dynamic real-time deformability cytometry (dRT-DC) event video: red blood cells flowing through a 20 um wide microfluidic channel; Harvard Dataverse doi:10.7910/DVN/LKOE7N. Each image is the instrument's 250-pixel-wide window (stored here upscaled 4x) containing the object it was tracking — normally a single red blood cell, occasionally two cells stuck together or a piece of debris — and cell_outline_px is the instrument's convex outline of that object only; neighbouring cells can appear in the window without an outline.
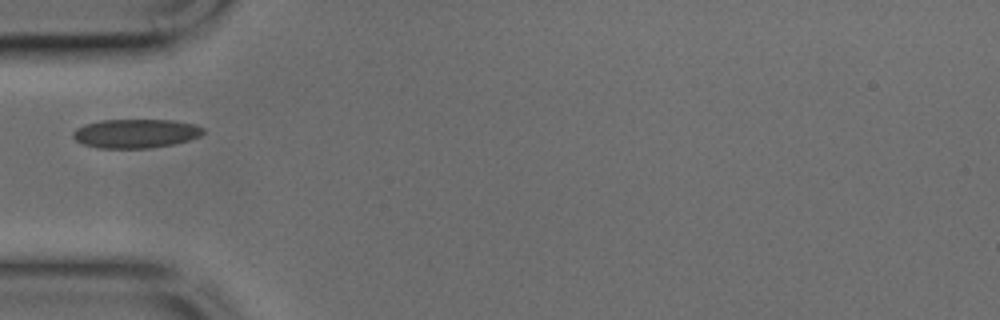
{"species": "common noctule bat (a hibernating species)", "species_latin": "Nyctalus noctula", "temperature_condition": "cold", "stored_images_in_passage": 11, "camera_frame_rate_fps": 3000, "um_per_image_px": 0.085, "animal": {"sex": "male", "body_mass_g": 17.9, "forearm_length_mm": 54.2}, "frame": {"image": 1, "passage_image": 1, "time_ms": 0.0, "image_size_px": [1000, 320], "cell_outline_px": [[204, 132], [200, 136], [188, 140], [172, 144], [148, 148], [96, 148], [84, 144], [76, 140], [72, 136], [72, 132], [76, 128], [84, 124], [100, 120], [172, 120], [196, 124], [204, 128]], "centroid_in_image_um": [11.52, 11.34], "position_along_channel_um": 73.5, "area_um2": 22.02}}